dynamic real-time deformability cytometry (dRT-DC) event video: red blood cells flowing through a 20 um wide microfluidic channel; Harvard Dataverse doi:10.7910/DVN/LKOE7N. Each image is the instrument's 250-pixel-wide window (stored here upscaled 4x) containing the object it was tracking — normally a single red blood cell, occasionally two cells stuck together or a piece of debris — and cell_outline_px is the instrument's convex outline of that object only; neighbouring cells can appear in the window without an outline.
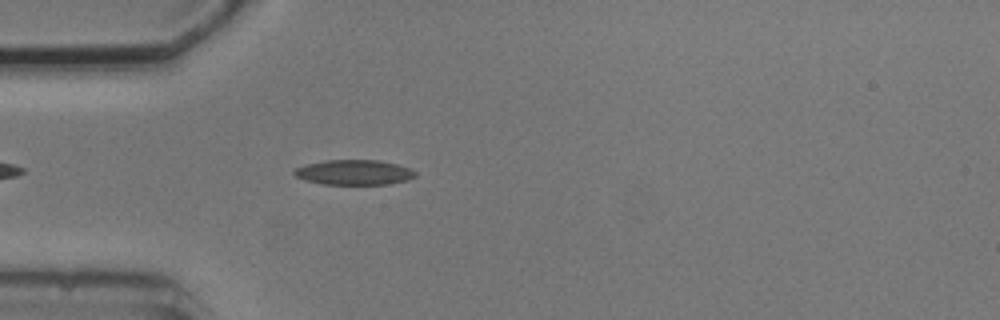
{"species": "common noctule bat (a hibernating species)", "species_latin": "Nyctalus noctula", "temperature_condition": "cold", "stored_images_in_passage": 4, "camera_frame_rate_fps": 3000, "um_per_image_px": 0.085, "animal": {"sex": "male", "body_mass_g": 20.5, "forearm_length_mm": 52.5}, "frame": {"image": 1, "passage_image": 4, "time_ms": 4.333, "image_size_px": [1000, 320], "cell_outline_px": [[416, 176], [408, 180], [388, 184], [324, 184], [304, 180], [296, 176], [292, 172], [296, 168], [304, 164], [328, 160], [380, 160], [412, 168], [416, 172]], "centroid_in_image_um": [30.11, 14.64], "position_along_channel_um": 54.9, "area_um2": 17.74}}